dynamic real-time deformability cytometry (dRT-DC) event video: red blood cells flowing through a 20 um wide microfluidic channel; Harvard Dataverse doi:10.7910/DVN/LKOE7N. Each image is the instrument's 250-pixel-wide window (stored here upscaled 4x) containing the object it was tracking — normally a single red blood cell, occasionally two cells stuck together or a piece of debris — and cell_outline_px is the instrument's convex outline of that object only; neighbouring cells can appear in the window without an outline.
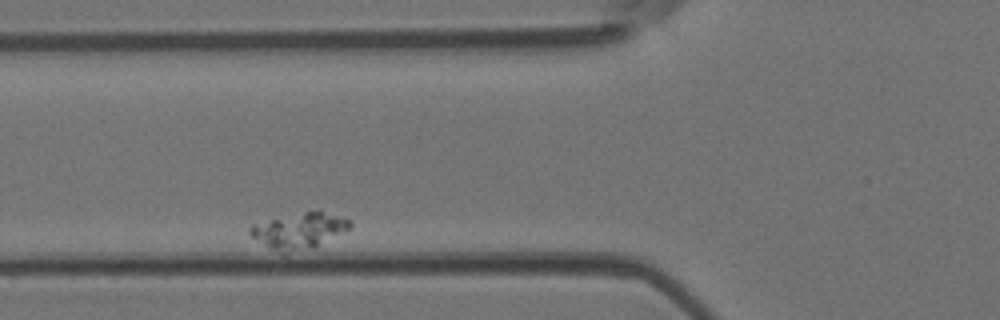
{"species": "Egyptian fruit bat (a non-hibernating species)", "species_latin": "Rousettus aegyptiacus", "temperature_condition": "room temperature", "stored_images_in_passage": 2, "camera_frame_rate_fps": 3000, "um_per_image_px": 0.085, "animal": {"sex": "female"}, "frame": {"image": 1, "passage_image": 2, "time_ms": 0.333, "image_size_px": [1000, 320], "cell_outline_px": [[352, 228], [316, 248], [284, 256], [252, 236], [248, 232], [248, 228], [252, 224], [320, 208], [352, 220]], "centroid_in_image_um": [25.53, 19.62], "position_along_channel_um": 100.3, "area_um2": 21.68}}